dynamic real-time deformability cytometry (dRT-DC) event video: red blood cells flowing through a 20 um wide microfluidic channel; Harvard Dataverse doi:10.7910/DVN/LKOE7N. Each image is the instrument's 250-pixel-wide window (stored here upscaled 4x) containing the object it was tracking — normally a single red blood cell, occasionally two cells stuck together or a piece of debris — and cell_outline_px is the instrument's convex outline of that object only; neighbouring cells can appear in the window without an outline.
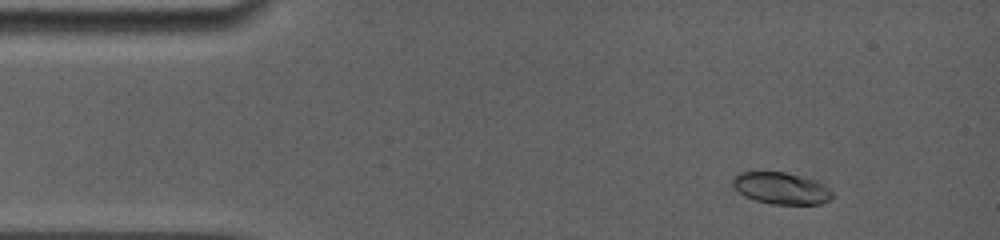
{"species": "common noctule bat (a hibernating species)", "species_latin": "Nyctalus noctula", "temperature_condition": "room temperature", "stored_images_in_passage": 71, "camera_frame_rate_fps": 5000, "um_per_image_px": 0.085, "animal": {"sex": "female", "body_mass_g": 19.0, "forearm_length_mm": 56.7}, "frame": {"image": 1, "passage_image": 1, "time_ms": 0.0, "image_size_px": [1000, 240], "cell_outline_px": [[832, 200], [820, 204], [772, 204], [756, 200], [744, 196], [732, 188], [732, 176], [740, 172], [752, 168], [784, 172], [816, 180], [824, 184], [832, 192]], "centroid_in_image_um": [66.31, 15.95], "position_along_channel_um": 18.7, "area_um2": 19.25}}
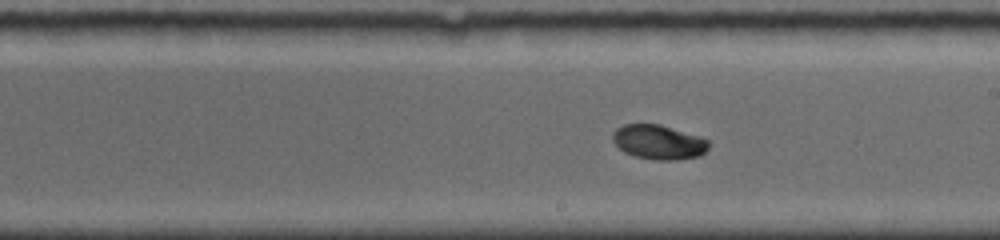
{"frame": {"image": 2, "passage_image": 39, "time_ms": 7.6, "image_size_px": [1000, 240], "cell_outline_px": [[708, 148], [700, 156], [676, 160], [652, 160], [636, 156], [624, 152], [612, 140], [612, 136], [616, 128], [624, 124], [660, 124], [700, 136], [708, 140]], "centroid_in_image_um": [55.99, 12.08], "position_along_channel_um": 233.0, "area_um2": 19.31}}
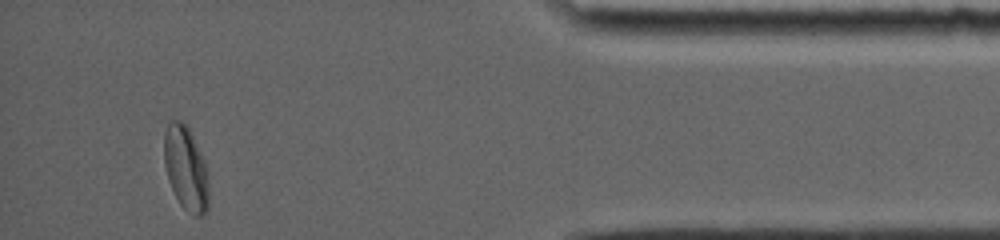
{"frame": {"image": 3, "passage_image": 68, "time_ms": 13.4, "image_size_px": [1000, 240], "cell_outline_px": [[208, 208], [200, 216], [196, 216], [184, 208], [180, 204], [168, 180], [164, 164], [164, 132], [168, 120], [180, 120], [188, 124], [204, 164], [208, 176]], "centroid_in_image_um": [15.77, 14.26], "position_along_channel_um": 419.4, "area_um2": 21.79}, "authors_computed_cell_mechanics": {"area_um2": 19.2474, "velocity_mm_per_s": 3.8376, "shape_relaxation_time_tau1_ms": 5.0877, "shape_relaxation_time_tau2_ms": 1.6194, "deformation_change_tau1": 0.1783, "deformation_change_tau2": 0.0276}}